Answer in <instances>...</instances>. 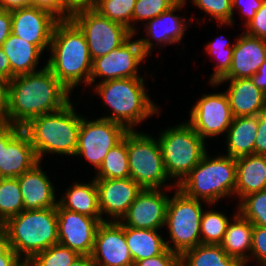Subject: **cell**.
I'll list each match as a JSON object with an SVG mask.
<instances>
[{
  "mask_svg": "<svg viewBox=\"0 0 266 266\" xmlns=\"http://www.w3.org/2000/svg\"><path fill=\"white\" fill-rule=\"evenodd\" d=\"M71 92L45 66L8 83L7 123L23 127L31 119L66 106Z\"/></svg>",
  "mask_w": 266,
  "mask_h": 266,
  "instance_id": "obj_1",
  "label": "cell"
},
{
  "mask_svg": "<svg viewBox=\"0 0 266 266\" xmlns=\"http://www.w3.org/2000/svg\"><path fill=\"white\" fill-rule=\"evenodd\" d=\"M48 49L52 56L46 66L69 91L82 81L90 84L92 58L84 34L71 19L57 22Z\"/></svg>",
  "mask_w": 266,
  "mask_h": 266,
  "instance_id": "obj_2",
  "label": "cell"
},
{
  "mask_svg": "<svg viewBox=\"0 0 266 266\" xmlns=\"http://www.w3.org/2000/svg\"><path fill=\"white\" fill-rule=\"evenodd\" d=\"M81 118L70 101L60 110L31 119L22 130L28 135L39 161L44 153L75 156Z\"/></svg>",
  "mask_w": 266,
  "mask_h": 266,
  "instance_id": "obj_3",
  "label": "cell"
},
{
  "mask_svg": "<svg viewBox=\"0 0 266 266\" xmlns=\"http://www.w3.org/2000/svg\"><path fill=\"white\" fill-rule=\"evenodd\" d=\"M1 227L6 231L16 254L20 258L25 255L23 261H30L36 254L58 244L56 208L23 210Z\"/></svg>",
  "mask_w": 266,
  "mask_h": 266,
  "instance_id": "obj_4",
  "label": "cell"
},
{
  "mask_svg": "<svg viewBox=\"0 0 266 266\" xmlns=\"http://www.w3.org/2000/svg\"><path fill=\"white\" fill-rule=\"evenodd\" d=\"M98 84L94 89L113 111L110 116L101 118L119 123L131 131L134 125L157 113V106L144 90L143 78H119Z\"/></svg>",
  "mask_w": 266,
  "mask_h": 266,
  "instance_id": "obj_5",
  "label": "cell"
},
{
  "mask_svg": "<svg viewBox=\"0 0 266 266\" xmlns=\"http://www.w3.org/2000/svg\"><path fill=\"white\" fill-rule=\"evenodd\" d=\"M207 152L197 166L176 187L186 196L214 204L222 197L235 193L236 158H211Z\"/></svg>",
  "mask_w": 266,
  "mask_h": 266,
  "instance_id": "obj_6",
  "label": "cell"
},
{
  "mask_svg": "<svg viewBox=\"0 0 266 266\" xmlns=\"http://www.w3.org/2000/svg\"><path fill=\"white\" fill-rule=\"evenodd\" d=\"M165 171L170 178H179L175 187L197 166L205 155V141L187 122L164 130L157 139Z\"/></svg>",
  "mask_w": 266,
  "mask_h": 266,
  "instance_id": "obj_7",
  "label": "cell"
},
{
  "mask_svg": "<svg viewBox=\"0 0 266 266\" xmlns=\"http://www.w3.org/2000/svg\"><path fill=\"white\" fill-rule=\"evenodd\" d=\"M127 141L130 178L143 189H161L170 180L165 171L158 140L145 133L128 131Z\"/></svg>",
  "mask_w": 266,
  "mask_h": 266,
  "instance_id": "obj_8",
  "label": "cell"
},
{
  "mask_svg": "<svg viewBox=\"0 0 266 266\" xmlns=\"http://www.w3.org/2000/svg\"><path fill=\"white\" fill-rule=\"evenodd\" d=\"M176 190L173 198H169L165 219L174 247L169 245V240L166 245L170 251L181 255L201 244L200 225L204 211L200 200L186 196L178 188Z\"/></svg>",
  "mask_w": 266,
  "mask_h": 266,
  "instance_id": "obj_9",
  "label": "cell"
},
{
  "mask_svg": "<svg viewBox=\"0 0 266 266\" xmlns=\"http://www.w3.org/2000/svg\"><path fill=\"white\" fill-rule=\"evenodd\" d=\"M70 19L84 34L92 60L109 54L134 35L125 26L100 15L90 5L74 7Z\"/></svg>",
  "mask_w": 266,
  "mask_h": 266,
  "instance_id": "obj_10",
  "label": "cell"
},
{
  "mask_svg": "<svg viewBox=\"0 0 266 266\" xmlns=\"http://www.w3.org/2000/svg\"><path fill=\"white\" fill-rule=\"evenodd\" d=\"M127 132L123 125L108 119L89 121L82 117L75 155L84 156L99 170L109 150L117 145Z\"/></svg>",
  "mask_w": 266,
  "mask_h": 266,
  "instance_id": "obj_11",
  "label": "cell"
},
{
  "mask_svg": "<svg viewBox=\"0 0 266 266\" xmlns=\"http://www.w3.org/2000/svg\"><path fill=\"white\" fill-rule=\"evenodd\" d=\"M131 37L120 47L109 54L92 60L90 84L96 77H104V82L119 78H143L138 76V65L147 57L139 40L131 41Z\"/></svg>",
  "mask_w": 266,
  "mask_h": 266,
  "instance_id": "obj_12",
  "label": "cell"
},
{
  "mask_svg": "<svg viewBox=\"0 0 266 266\" xmlns=\"http://www.w3.org/2000/svg\"><path fill=\"white\" fill-rule=\"evenodd\" d=\"M233 118L227 94L213 93L203 95L192 107L188 123L205 140L227 132Z\"/></svg>",
  "mask_w": 266,
  "mask_h": 266,
  "instance_id": "obj_13",
  "label": "cell"
},
{
  "mask_svg": "<svg viewBox=\"0 0 266 266\" xmlns=\"http://www.w3.org/2000/svg\"><path fill=\"white\" fill-rule=\"evenodd\" d=\"M58 243L76 251L79 255H91L95 234L105 219H95L77 212L68 211L59 204L56 207Z\"/></svg>",
  "mask_w": 266,
  "mask_h": 266,
  "instance_id": "obj_14",
  "label": "cell"
},
{
  "mask_svg": "<svg viewBox=\"0 0 266 266\" xmlns=\"http://www.w3.org/2000/svg\"><path fill=\"white\" fill-rule=\"evenodd\" d=\"M91 257L96 266H134L125 238V226L115 221L101 222Z\"/></svg>",
  "mask_w": 266,
  "mask_h": 266,
  "instance_id": "obj_15",
  "label": "cell"
},
{
  "mask_svg": "<svg viewBox=\"0 0 266 266\" xmlns=\"http://www.w3.org/2000/svg\"><path fill=\"white\" fill-rule=\"evenodd\" d=\"M162 192V189H142L119 222L123 226L137 229L158 230L162 228L165 225L170 198Z\"/></svg>",
  "mask_w": 266,
  "mask_h": 266,
  "instance_id": "obj_16",
  "label": "cell"
},
{
  "mask_svg": "<svg viewBox=\"0 0 266 266\" xmlns=\"http://www.w3.org/2000/svg\"><path fill=\"white\" fill-rule=\"evenodd\" d=\"M12 33L36 45L41 51L50 47L55 25L59 21L47 11L25 7L11 11Z\"/></svg>",
  "mask_w": 266,
  "mask_h": 266,
  "instance_id": "obj_17",
  "label": "cell"
},
{
  "mask_svg": "<svg viewBox=\"0 0 266 266\" xmlns=\"http://www.w3.org/2000/svg\"><path fill=\"white\" fill-rule=\"evenodd\" d=\"M98 190V205L101 214L107 213L119 222L130 205L142 191V187L130 177L123 179H95Z\"/></svg>",
  "mask_w": 266,
  "mask_h": 266,
  "instance_id": "obj_18",
  "label": "cell"
},
{
  "mask_svg": "<svg viewBox=\"0 0 266 266\" xmlns=\"http://www.w3.org/2000/svg\"><path fill=\"white\" fill-rule=\"evenodd\" d=\"M266 60V40L243 32L234 44L232 64L222 79L251 78Z\"/></svg>",
  "mask_w": 266,
  "mask_h": 266,
  "instance_id": "obj_19",
  "label": "cell"
},
{
  "mask_svg": "<svg viewBox=\"0 0 266 266\" xmlns=\"http://www.w3.org/2000/svg\"><path fill=\"white\" fill-rule=\"evenodd\" d=\"M228 80L230 84L225 93L234 117L259 115L266 112V94L253 83L251 78L221 79L211 84L216 86Z\"/></svg>",
  "mask_w": 266,
  "mask_h": 266,
  "instance_id": "obj_20",
  "label": "cell"
},
{
  "mask_svg": "<svg viewBox=\"0 0 266 266\" xmlns=\"http://www.w3.org/2000/svg\"><path fill=\"white\" fill-rule=\"evenodd\" d=\"M40 161L18 178L24 201V210L56 208L54 185L39 167Z\"/></svg>",
  "mask_w": 266,
  "mask_h": 266,
  "instance_id": "obj_21",
  "label": "cell"
},
{
  "mask_svg": "<svg viewBox=\"0 0 266 266\" xmlns=\"http://www.w3.org/2000/svg\"><path fill=\"white\" fill-rule=\"evenodd\" d=\"M183 5V3H175L167 11L147 22L148 25L145 26V29L148 37L139 39L143 52L147 56L154 44L150 41V38L158 41V45L159 42L171 44L182 40L186 31L185 18L178 17L173 13L176 10H180Z\"/></svg>",
  "mask_w": 266,
  "mask_h": 266,
  "instance_id": "obj_22",
  "label": "cell"
},
{
  "mask_svg": "<svg viewBox=\"0 0 266 266\" xmlns=\"http://www.w3.org/2000/svg\"><path fill=\"white\" fill-rule=\"evenodd\" d=\"M39 162L28 135L21 130L2 146L0 174L2 178H17Z\"/></svg>",
  "mask_w": 266,
  "mask_h": 266,
  "instance_id": "obj_23",
  "label": "cell"
},
{
  "mask_svg": "<svg viewBox=\"0 0 266 266\" xmlns=\"http://www.w3.org/2000/svg\"><path fill=\"white\" fill-rule=\"evenodd\" d=\"M266 189V155L251 154L236 158L235 193L240 199Z\"/></svg>",
  "mask_w": 266,
  "mask_h": 266,
  "instance_id": "obj_24",
  "label": "cell"
},
{
  "mask_svg": "<svg viewBox=\"0 0 266 266\" xmlns=\"http://www.w3.org/2000/svg\"><path fill=\"white\" fill-rule=\"evenodd\" d=\"M1 48L9 59L10 80L15 76L35 72L42 51L11 33Z\"/></svg>",
  "mask_w": 266,
  "mask_h": 266,
  "instance_id": "obj_25",
  "label": "cell"
},
{
  "mask_svg": "<svg viewBox=\"0 0 266 266\" xmlns=\"http://www.w3.org/2000/svg\"><path fill=\"white\" fill-rule=\"evenodd\" d=\"M259 115L234 117L226 132L227 155L233 158L254 154Z\"/></svg>",
  "mask_w": 266,
  "mask_h": 266,
  "instance_id": "obj_26",
  "label": "cell"
},
{
  "mask_svg": "<svg viewBox=\"0 0 266 266\" xmlns=\"http://www.w3.org/2000/svg\"><path fill=\"white\" fill-rule=\"evenodd\" d=\"M233 220V223H228L220 246L227 255L246 266L247 261H250L246 252L250 251L251 254L253 224L239 212Z\"/></svg>",
  "mask_w": 266,
  "mask_h": 266,
  "instance_id": "obj_27",
  "label": "cell"
},
{
  "mask_svg": "<svg viewBox=\"0 0 266 266\" xmlns=\"http://www.w3.org/2000/svg\"><path fill=\"white\" fill-rule=\"evenodd\" d=\"M58 204L68 211L84 214L95 219H103L99 210L95 179L88 184L75 183L73 187L68 189L65 197L58 201Z\"/></svg>",
  "mask_w": 266,
  "mask_h": 266,
  "instance_id": "obj_28",
  "label": "cell"
},
{
  "mask_svg": "<svg viewBox=\"0 0 266 266\" xmlns=\"http://www.w3.org/2000/svg\"><path fill=\"white\" fill-rule=\"evenodd\" d=\"M125 238L133 263L160 255L168 249L157 230L125 226Z\"/></svg>",
  "mask_w": 266,
  "mask_h": 266,
  "instance_id": "obj_29",
  "label": "cell"
},
{
  "mask_svg": "<svg viewBox=\"0 0 266 266\" xmlns=\"http://www.w3.org/2000/svg\"><path fill=\"white\" fill-rule=\"evenodd\" d=\"M180 266H244L230 257L220 244H199L180 255Z\"/></svg>",
  "mask_w": 266,
  "mask_h": 266,
  "instance_id": "obj_30",
  "label": "cell"
},
{
  "mask_svg": "<svg viewBox=\"0 0 266 266\" xmlns=\"http://www.w3.org/2000/svg\"><path fill=\"white\" fill-rule=\"evenodd\" d=\"M130 177L127 141L123 138L109 150L94 179H123Z\"/></svg>",
  "mask_w": 266,
  "mask_h": 266,
  "instance_id": "obj_31",
  "label": "cell"
},
{
  "mask_svg": "<svg viewBox=\"0 0 266 266\" xmlns=\"http://www.w3.org/2000/svg\"><path fill=\"white\" fill-rule=\"evenodd\" d=\"M136 1L137 0H94L90 6L103 17L125 26L135 34L136 27L134 28L131 23L133 22V11Z\"/></svg>",
  "mask_w": 266,
  "mask_h": 266,
  "instance_id": "obj_32",
  "label": "cell"
},
{
  "mask_svg": "<svg viewBox=\"0 0 266 266\" xmlns=\"http://www.w3.org/2000/svg\"><path fill=\"white\" fill-rule=\"evenodd\" d=\"M24 210L18 178L0 180V226Z\"/></svg>",
  "mask_w": 266,
  "mask_h": 266,
  "instance_id": "obj_33",
  "label": "cell"
},
{
  "mask_svg": "<svg viewBox=\"0 0 266 266\" xmlns=\"http://www.w3.org/2000/svg\"><path fill=\"white\" fill-rule=\"evenodd\" d=\"M229 219L218 211H205L201 218V244H220L226 232Z\"/></svg>",
  "mask_w": 266,
  "mask_h": 266,
  "instance_id": "obj_34",
  "label": "cell"
},
{
  "mask_svg": "<svg viewBox=\"0 0 266 266\" xmlns=\"http://www.w3.org/2000/svg\"><path fill=\"white\" fill-rule=\"evenodd\" d=\"M239 203V213L253 225L266 227V189L243 197Z\"/></svg>",
  "mask_w": 266,
  "mask_h": 266,
  "instance_id": "obj_35",
  "label": "cell"
},
{
  "mask_svg": "<svg viewBox=\"0 0 266 266\" xmlns=\"http://www.w3.org/2000/svg\"><path fill=\"white\" fill-rule=\"evenodd\" d=\"M79 254L61 244H55L36 254L29 262L31 266H70Z\"/></svg>",
  "mask_w": 266,
  "mask_h": 266,
  "instance_id": "obj_36",
  "label": "cell"
},
{
  "mask_svg": "<svg viewBox=\"0 0 266 266\" xmlns=\"http://www.w3.org/2000/svg\"><path fill=\"white\" fill-rule=\"evenodd\" d=\"M233 49L234 44L231 45L223 39L214 40L208 43L205 48L206 51L208 50L207 53L214 55L220 60V63L216 65L215 72L209 81L210 83H217L228 73L232 64Z\"/></svg>",
  "mask_w": 266,
  "mask_h": 266,
  "instance_id": "obj_37",
  "label": "cell"
},
{
  "mask_svg": "<svg viewBox=\"0 0 266 266\" xmlns=\"http://www.w3.org/2000/svg\"><path fill=\"white\" fill-rule=\"evenodd\" d=\"M195 6L201 8L216 19L221 25L233 23L232 0H192Z\"/></svg>",
  "mask_w": 266,
  "mask_h": 266,
  "instance_id": "obj_38",
  "label": "cell"
},
{
  "mask_svg": "<svg viewBox=\"0 0 266 266\" xmlns=\"http://www.w3.org/2000/svg\"><path fill=\"white\" fill-rule=\"evenodd\" d=\"M174 4L172 0H137L133 11V21H149L167 11Z\"/></svg>",
  "mask_w": 266,
  "mask_h": 266,
  "instance_id": "obj_39",
  "label": "cell"
},
{
  "mask_svg": "<svg viewBox=\"0 0 266 266\" xmlns=\"http://www.w3.org/2000/svg\"><path fill=\"white\" fill-rule=\"evenodd\" d=\"M33 7L49 12L59 21L69 20L74 8L67 0H33Z\"/></svg>",
  "mask_w": 266,
  "mask_h": 266,
  "instance_id": "obj_40",
  "label": "cell"
},
{
  "mask_svg": "<svg viewBox=\"0 0 266 266\" xmlns=\"http://www.w3.org/2000/svg\"><path fill=\"white\" fill-rule=\"evenodd\" d=\"M251 256L266 266V227L253 225Z\"/></svg>",
  "mask_w": 266,
  "mask_h": 266,
  "instance_id": "obj_41",
  "label": "cell"
},
{
  "mask_svg": "<svg viewBox=\"0 0 266 266\" xmlns=\"http://www.w3.org/2000/svg\"><path fill=\"white\" fill-rule=\"evenodd\" d=\"M134 266H180V255L167 249L160 255L136 261Z\"/></svg>",
  "mask_w": 266,
  "mask_h": 266,
  "instance_id": "obj_42",
  "label": "cell"
},
{
  "mask_svg": "<svg viewBox=\"0 0 266 266\" xmlns=\"http://www.w3.org/2000/svg\"><path fill=\"white\" fill-rule=\"evenodd\" d=\"M245 26L248 29L245 32L246 34L266 40V0H264L251 22Z\"/></svg>",
  "mask_w": 266,
  "mask_h": 266,
  "instance_id": "obj_43",
  "label": "cell"
},
{
  "mask_svg": "<svg viewBox=\"0 0 266 266\" xmlns=\"http://www.w3.org/2000/svg\"><path fill=\"white\" fill-rule=\"evenodd\" d=\"M264 0H248L244 3V0H232V12L234 8L242 9V13L247 17L246 25L251 22L256 12L261 8Z\"/></svg>",
  "mask_w": 266,
  "mask_h": 266,
  "instance_id": "obj_44",
  "label": "cell"
},
{
  "mask_svg": "<svg viewBox=\"0 0 266 266\" xmlns=\"http://www.w3.org/2000/svg\"><path fill=\"white\" fill-rule=\"evenodd\" d=\"M254 154L266 155V112L259 114Z\"/></svg>",
  "mask_w": 266,
  "mask_h": 266,
  "instance_id": "obj_45",
  "label": "cell"
},
{
  "mask_svg": "<svg viewBox=\"0 0 266 266\" xmlns=\"http://www.w3.org/2000/svg\"><path fill=\"white\" fill-rule=\"evenodd\" d=\"M22 130L21 127L9 123H0V160L2 155V146L7 144Z\"/></svg>",
  "mask_w": 266,
  "mask_h": 266,
  "instance_id": "obj_46",
  "label": "cell"
},
{
  "mask_svg": "<svg viewBox=\"0 0 266 266\" xmlns=\"http://www.w3.org/2000/svg\"><path fill=\"white\" fill-rule=\"evenodd\" d=\"M8 83V80L0 77V123H7Z\"/></svg>",
  "mask_w": 266,
  "mask_h": 266,
  "instance_id": "obj_47",
  "label": "cell"
},
{
  "mask_svg": "<svg viewBox=\"0 0 266 266\" xmlns=\"http://www.w3.org/2000/svg\"><path fill=\"white\" fill-rule=\"evenodd\" d=\"M12 33L11 12L0 9V47Z\"/></svg>",
  "mask_w": 266,
  "mask_h": 266,
  "instance_id": "obj_48",
  "label": "cell"
},
{
  "mask_svg": "<svg viewBox=\"0 0 266 266\" xmlns=\"http://www.w3.org/2000/svg\"><path fill=\"white\" fill-rule=\"evenodd\" d=\"M31 6H33V0H0V9L10 12Z\"/></svg>",
  "mask_w": 266,
  "mask_h": 266,
  "instance_id": "obj_49",
  "label": "cell"
},
{
  "mask_svg": "<svg viewBox=\"0 0 266 266\" xmlns=\"http://www.w3.org/2000/svg\"><path fill=\"white\" fill-rule=\"evenodd\" d=\"M22 262V258L12 248L0 256V266H19Z\"/></svg>",
  "mask_w": 266,
  "mask_h": 266,
  "instance_id": "obj_50",
  "label": "cell"
},
{
  "mask_svg": "<svg viewBox=\"0 0 266 266\" xmlns=\"http://www.w3.org/2000/svg\"><path fill=\"white\" fill-rule=\"evenodd\" d=\"M251 79L253 83L266 94V60Z\"/></svg>",
  "mask_w": 266,
  "mask_h": 266,
  "instance_id": "obj_51",
  "label": "cell"
},
{
  "mask_svg": "<svg viewBox=\"0 0 266 266\" xmlns=\"http://www.w3.org/2000/svg\"><path fill=\"white\" fill-rule=\"evenodd\" d=\"M0 77L10 81V63L9 59L0 47Z\"/></svg>",
  "mask_w": 266,
  "mask_h": 266,
  "instance_id": "obj_52",
  "label": "cell"
},
{
  "mask_svg": "<svg viewBox=\"0 0 266 266\" xmlns=\"http://www.w3.org/2000/svg\"><path fill=\"white\" fill-rule=\"evenodd\" d=\"M11 248L6 231L0 226V256Z\"/></svg>",
  "mask_w": 266,
  "mask_h": 266,
  "instance_id": "obj_53",
  "label": "cell"
},
{
  "mask_svg": "<svg viewBox=\"0 0 266 266\" xmlns=\"http://www.w3.org/2000/svg\"><path fill=\"white\" fill-rule=\"evenodd\" d=\"M70 266H96L91 255H79Z\"/></svg>",
  "mask_w": 266,
  "mask_h": 266,
  "instance_id": "obj_54",
  "label": "cell"
},
{
  "mask_svg": "<svg viewBox=\"0 0 266 266\" xmlns=\"http://www.w3.org/2000/svg\"><path fill=\"white\" fill-rule=\"evenodd\" d=\"M73 7L88 6L93 3L94 0H67Z\"/></svg>",
  "mask_w": 266,
  "mask_h": 266,
  "instance_id": "obj_55",
  "label": "cell"
},
{
  "mask_svg": "<svg viewBox=\"0 0 266 266\" xmlns=\"http://www.w3.org/2000/svg\"><path fill=\"white\" fill-rule=\"evenodd\" d=\"M19 266H31L29 261H23Z\"/></svg>",
  "mask_w": 266,
  "mask_h": 266,
  "instance_id": "obj_56",
  "label": "cell"
},
{
  "mask_svg": "<svg viewBox=\"0 0 266 266\" xmlns=\"http://www.w3.org/2000/svg\"><path fill=\"white\" fill-rule=\"evenodd\" d=\"M175 3H183L185 4L186 0H172Z\"/></svg>",
  "mask_w": 266,
  "mask_h": 266,
  "instance_id": "obj_57",
  "label": "cell"
}]
</instances>
